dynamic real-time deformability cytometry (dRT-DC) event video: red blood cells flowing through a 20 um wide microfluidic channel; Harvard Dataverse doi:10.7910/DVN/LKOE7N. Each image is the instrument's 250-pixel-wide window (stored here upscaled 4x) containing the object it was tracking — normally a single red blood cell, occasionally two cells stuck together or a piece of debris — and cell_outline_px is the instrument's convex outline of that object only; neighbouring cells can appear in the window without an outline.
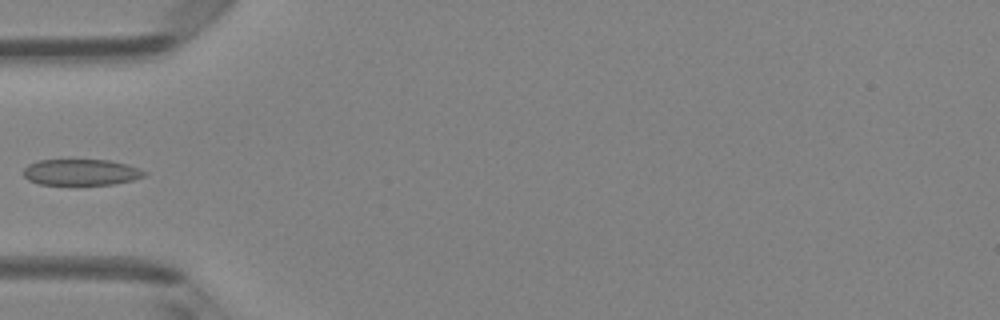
{"species": "Egyptian fruit bat (a non-hibernating species)", "species_latin": "Rousettus aegyptiacus", "temperature_condition": "room temperature", "stored_images_in_passage": 4, "camera_frame_rate_fps": 3000, "um_per_image_px": 0.085, "animal": {"sex": "female"}, "frame": {"image": 1, "passage_image": 3, "time_ms": 2.333, "image_size_px": [1000, 320], "cell_outline_px": [[148, 172], [144, 176], [132, 180], [112, 184], [76, 188], [40, 184], [28, 180], [24, 176], [24, 168], [28, 164], [40, 160], [112, 160], [128, 164], [140, 168]], "centroid_in_image_um": [6.9, 14.69], "position_along_channel_um": 78.1, "area_um2": 19.42}}
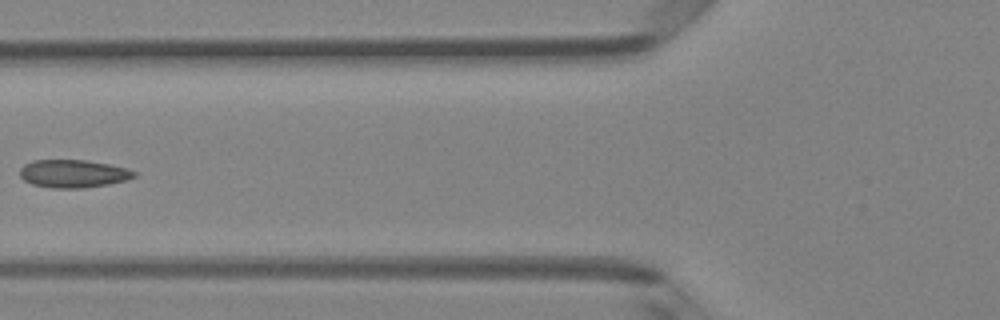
{"frame": {"image": 2, "passage_image": 4, "time_ms": 3.333, "image_size_px": [1000, 320], "cell_outline_px": [[136, 176], [124, 180], [108, 184], [84, 188], [52, 188], [32, 184], [24, 180], [20, 176], [20, 168], [24, 164], [32, 160], [88, 160], [108, 164], [124, 168], [136, 172]], "centroid_in_image_um": [6.18, 14.76], "position_along_channel_um": 119.6, "area_um2": 18.5}}